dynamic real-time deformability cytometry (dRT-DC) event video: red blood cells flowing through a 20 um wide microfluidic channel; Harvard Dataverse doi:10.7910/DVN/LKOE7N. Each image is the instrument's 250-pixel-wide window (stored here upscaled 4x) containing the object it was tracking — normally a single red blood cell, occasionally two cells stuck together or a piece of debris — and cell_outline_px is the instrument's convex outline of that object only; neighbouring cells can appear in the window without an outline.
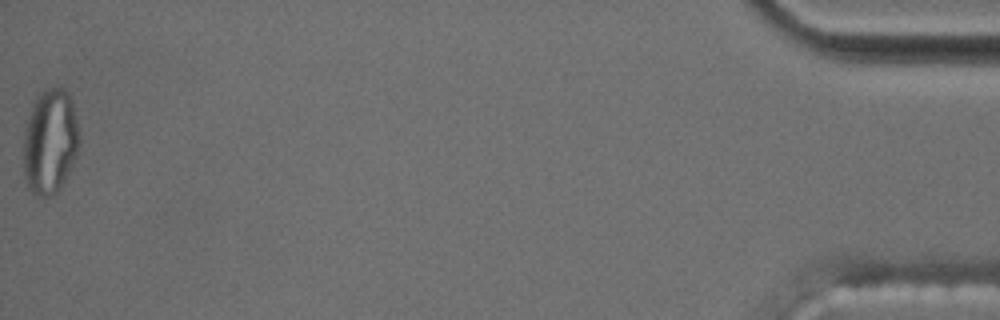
{"species": "common noctule bat (a hibernating species)", "species_latin": "Nyctalus noctula", "temperature_condition": "cold", "stored_images_in_passage": 41, "segment_of_instrument_passage": [2, 2], "camera_frame_rate_fps": 3000, "um_per_image_px": 0.085, "animal": {"sex": "male", "body_mass_g": 17.5, "forearm_length_mm": 52.3}, "frame": {"image": 1, "passage_image": 41, "time_ms": 13.333, "image_size_px": [1000, 320], "cell_outline_px": [[80, 144], [72, 164], [64, 180], [56, 192], [48, 196], [36, 196], [28, 188], [24, 176], [24, 132], [32, 108], [36, 100], [48, 88], [60, 88], [68, 92], [72, 104], [80, 132]], "centroid_in_image_um": [4.27, 12.07], "position_along_channel_um": 430.9, "area_um2": 33.58}}